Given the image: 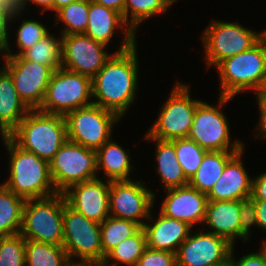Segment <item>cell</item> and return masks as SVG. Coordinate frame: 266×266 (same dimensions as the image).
Wrapping results in <instances>:
<instances>
[{"instance_id":"51","label":"cell","mask_w":266,"mask_h":266,"mask_svg":"<svg viewBox=\"0 0 266 266\" xmlns=\"http://www.w3.org/2000/svg\"><path fill=\"white\" fill-rule=\"evenodd\" d=\"M261 38L264 40V42L266 43V30L261 32Z\"/></svg>"},{"instance_id":"35","label":"cell","mask_w":266,"mask_h":266,"mask_svg":"<svg viewBox=\"0 0 266 266\" xmlns=\"http://www.w3.org/2000/svg\"><path fill=\"white\" fill-rule=\"evenodd\" d=\"M18 30H17V47L19 51L17 53H13L11 51V47L8 46L4 56H18L24 50L32 47L37 43V41L41 40L44 36H46L49 32L45 25L38 20H23L21 21Z\"/></svg>"},{"instance_id":"31","label":"cell","mask_w":266,"mask_h":266,"mask_svg":"<svg viewBox=\"0 0 266 266\" xmlns=\"http://www.w3.org/2000/svg\"><path fill=\"white\" fill-rule=\"evenodd\" d=\"M48 33L35 45L24 50L20 56L29 61L52 67L54 70L62 67V39Z\"/></svg>"},{"instance_id":"5","label":"cell","mask_w":266,"mask_h":266,"mask_svg":"<svg viewBox=\"0 0 266 266\" xmlns=\"http://www.w3.org/2000/svg\"><path fill=\"white\" fill-rule=\"evenodd\" d=\"M65 203L63 193L27 199L23 207L20 234L27 240L62 246Z\"/></svg>"},{"instance_id":"7","label":"cell","mask_w":266,"mask_h":266,"mask_svg":"<svg viewBox=\"0 0 266 266\" xmlns=\"http://www.w3.org/2000/svg\"><path fill=\"white\" fill-rule=\"evenodd\" d=\"M218 96L217 107L204 101L198 103L188 138L207 151H240L244 145L240 140L230 141L227 116L220 110L232 97Z\"/></svg>"},{"instance_id":"24","label":"cell","mask_w":266,"mask_h":266,"mask_svg":"<svg viewBox=\"0 0 266 266\" xmlns=\"http://www.w3.org/2000/svg\"><path fill=\"white\" fill-rule=\"evenodd\" d=\"M145 139L156 141L155 160L158 164L156 172L160 175L164 190L189 185V180L177 160L174 143L170 140L149 138L147 134Z\"/></svg>"},{"instance_id":"41","label":"cell","mask_w":266,"mask_h":266,"mask_svg":"<svg viewBox=\"0 0 266 266\" xmlns=\"http://www.w3.org/2000/svg\"><path fill=\"white\" fill-rule=\"evenodd\" d=\"M250 199L252 201L266 202V172L261 173V175L259 174L257 177H253Z\"/></svg>"},{"instance_id":"40","label":"cell","mask_w":266,"mask_h":266,"mask_svg":"<svg viewBox=\"0 0 266 266\" xmlns=\"http://www.w3.org/2000/svg\"><path fill=\"white\" fill-rule=\"evenodd\" d=\"M18 15L19 14H14L12 16L10 13L0 10V54H2L1 52H3V56L6 52L7 47L9 46L8 26H11L9 25V22H12V20L14 21V19H16Z\"/></svg>"},{"instance_id":"23","label":"cell","mask_w":266,"mask_h":266,"mask_svg":"<svg viewBox=\"0 0 266 266\" xmlns=\"http://www.w3.org/2000/svg\"><path fill=\"white\" fill-rule=\"evenodd\" d=\"M30 109L20 99L11 75L0 69V135L8 136Z\"/></svg>"},{"instance_id":"28","label":"cell","mask_w":266,"mask_h":266,"mask_svg":"<svg viewBox=\"0 0 266 266\" xmlns=\"http://www.w3.org/2000/svg\"><path fill=\"white\" fill-rule=\"evenodd\" d=\"M146 248V234L141 227L134 235L121 241L112 249L105 256L101 266H116L119 263L125 264V266H136Z\"/></svg>"},{"instance_id":"6","label":"cell","mask_w":266,"mask_h":266,"mask_svg":"<svg viewBox=\"0 0 266 266\" xmlns=\"http://www.w3.org/2000/svg\"><path fill=\"white\" fill-rule=\"evenodd\" d=\"M91 97L92 79L61 67L53 72L38 110L65 116L75 109L93 104Z\"/></svg>"},{"instance_id":"26","label":"cell","mask_w":266,"mask_h":266,"mask_svg":"<svg viewBox=\"0 0 266 266\" xmlns=\"http://www.w3.org/2000/svg\"><path fill=\"white\" fill-rule=\"evenodd\" d=\"M239 151H207L189 185L208 194L223 173L226 163Z\"/></svg>"},{"instance_id":"10","label":"cell","mask_w":266,"mask_h":266,"mask_svg":"<svg viewBox=\"0 0 266 266\" xmlns=\"http://www.w3.org/2000/svg\"><path fill=\"white\" fill-rule=\"evenodd\" d=\"M62 246L70 261L79 258L81 262H103L100 224L89 220L67 203L63 212Z\"/></svg>"},{"instance_id":"22","label":"cell","mask_w":266,"mask_h":266,"mask_svg":"<svg viewBox=\"0 0 266 266\" xmlns=\"http://www.w3.org/2000/svg\"><path fill=\"white\" fill-rule=\"evenodd\" d=\"M242 200L209 201L206 206L204 223L214 233L226 239L234 246L235 239L240 238V205Z\"/></svg>"},{"instance_id":"36","label":"cell","mask_w":266,"mask_h":266,"mask_svg":"<svg viewBox=\"0 0 266 266\" xmlns=\"http://www.w3.org/2000/svg\"><path fill=\"white\" fill-rule=\"evenodd\" d=\"M25 243L20 233L0 237V266H25Z\"/></svg>"},{"instance_id":"46","label":"cell","mask_w":266,"mask_h":266,"mask_svg":"<svg viewBox=\"0 0 266 266\" xmlns=\"http://www.w3.org/2000/svg\"><path fill=\"white\" fill-rule=\"evenodd\" d=\"M32 2L37 6L42 7V11L50 10L54 12V0H22V8L25 9L27 7V3Z\"/></svg>"},{"instance_id":"42","label":"cell","mask_w":266,"mask_h":266,"mask_svg":"<svg viewBox=\"0 0 266 266\" xmlns=\"http://www.w3.org/2000/svg\"><path fill=\"white\" fill-rule=\"evenodd\" d=\"M257 95V102H258V107H259V112H260V118H259V123L257 125V129L259 131L256 132L255 138L257 137H263L266 139V94H256Z\"/></svg>"},{"instance_id":"52","label":"cell","mask_w":266,"mask_h":266,"mask_svg":"<svg viewBox=\"0 0 266 266\" xmlns=\"http://www.w3.org/2000/svg\"><path fill=\"white\" fill-rule=\"evenodd\" d=\"M223 266H231L230 263L228 262L227 264L223 265Z\"/></svg>"},{"instance_id":"19","label":"cell","mask_w":266,"mask_h":266,"mask_svg":"<svg viewBox=\"0 0 266 266\" xmlns=\"http://www.w3.org/2000/svg\"><path fill=\"white\" fill-rule=\"evenodd\" d=\"M125 27V28H124ZM116 28L124 31V40L116 52L128 50L136 43V35L124 22L122 15L104 5L89 1L88 25L84 34L93 40L108 45Z\"/></svg>"},{"instance_id":"45","label":"cell","mask_w":266,"mask_h":266,"mask_svg":"<svg viewBox=\"0 0 266 266\" xmlns=\"http://www.w3.org/2000/svg\"><path fill=\"white\" fill-rule=\"evenodd\" d=\"M94 3L104 5L105 7L111 8L122 15L123 18V9L125 0H89Z\"/></svg>"},{"instance_id":"9","label":"cell","mask_w":266,"mask_h":266,"mask_svg":"<svg viewBox=\"0 0 266 266\" xmlns=\"http://www.w3.org/2000/svg\"><path fill=\"white\" fill-rule=\"evenodd\" d=\"M260 39L261 33L244 28L238 22L212 20L201 37L207 67L216 68L223 60L250 49Z\"/></svg>"},{"instance_id":"32","label":"cell","mask_w":266,"mask_h":266,"mask_svg":"<svg viewBox=\"0 0 266 266\" xmlns=\"http://www.w3.org/2000/svg\"><path fill=\"white\" fill-rule=\"evenodd\" d=\"M142 226L129 219L108 216L100 224L103 260L121 241L134 235Z\"/></svg>"},{"instance_id":"18","label":"cell","mask_w":266,"mask_h":266,"mask_svg":"<svg viewBox=\"0 0 266 266\" xmlns=\"http://www.w3.org/2000/svg\"><path fill=\"white\" fill-rule=\"evenodd\" d=\"M166 197L161 204L160 213L188 223L191 227L203 222L208 202L207 194L190 185L166 190ZM195 224V225H194Z\"/></svg>"},{"instance_id":"16","label":"cell","mask_w":266,"mask_h":266,"mask_svg":"<svg viewBox=\"0 0 266 266\" xmlns=\"http://www.w3.org/2000/svg\"><path fill=\"white\" fill-rule=\"evenodd\" d=\"M190 233L176 253L177 266H223L233 247L226 239L210 232Z\"/></svg>"},{"instance_id":"12","label":"cell","mask_w":266,"mask_h":266,"mask_svg":"<svg viewBox=\"0 0 266 266\" xmlns=\"http://www.w3.org/2000/svg\"><path fill=\"white\" fill-rule=\"evenodd\" d=\"M49 166L56 191L63 193L76 183L97 178L96 150L67 140Z\"/></svg>"},{"instance_id":"21","label":"cell","mask_w":266,"mask_h":266,"mask_svg":"<svg viewBox=\"0 0 266 266\" xmlns=\"http://www.w3.org/2000/svg\"><path fill=\"white\" fill-rule=\"evenodd\" d=\"M152 223V225L145 223L142 226L146 234L147 247L175 254L193 228L186 222L169 218L160 212Z\"/></svg>"},{"instance_id":"49","label":"cell","mask_w":266,"mask_h":266,"mask_svg":"<svg viewBox=\"0 0 266 266\" xmlns=\"http://www.w3.org/2000/svg\"><path fill=\"white\" fill-rule=\"evenodd\" d=\"M257 94H266V76L262 88Z\"/></svg>"},{"instance_id":"48","label":"cell","mask_w":266,"mask_h":266,"mask_svg":"<svg viewBox=\"0 0 266 266\" xmlns=\"http://www.w3.org/2000/svg\"><path fill=\"white\" fill-rule=\"evenodd\" d=\"M66 266H101V264L95 262L70 261Z\"/></svg>"},{"instance_id":"15","label":"cell","mask_w":266,"mask_h":266,"mask_svg":"<svg viewBox=\"0 0 266 266\" xmlns=\"http://www.w3.org/2000/svg\"><path fill=\"white\" fill-rule=\"evenodd\" d=\"M62 68L93 78L112 56L103 43L84 33L62 35Z\"/></svg>"},{"instance_id":"13","label":"cell","mask_w":266,"mask_h":266,"mask_svg":"<svg viewBox=\"0 0 266 266\" xmlns=\"http://www.w3.org/2000/svg\"><path fill=\"white\" fill-rule=\"evenodd\" d=\"M2 60L3 68L11 75L20 99L30 110L39 109L55 70L20 55L4 56Z\"/></svg>"},{"instance_id":"20","label":"cell","mask_w":266,"mask_h":266,"mask_svg":"<svg viewBox=\"0 0 266 266\" xmlns=\"http://www.w3.org/2000/svg\"><path fill=\"white\" fill-rule=\"evenodd\" d=\"M244 150L237 152L225 165L216 184L207 194L209 201L246 200L251 196L253 179L241 161Z\"/></svg>"},{"instance_id":"27","label":"cell","mask_w":266,"mask_h":266,"mask_svg":"<svg viewBox=\"0 0 266 266\" xmlns=\"http://www.w3.org/2000/svg\"><path fill=\"white\" fill-rule=\"evenodd\" d=\"M25 201L0 184V237L20 233Z\"/></svg>"},{"instance_id":"17","label":"cell","mask_w":266,"mask_h":266,"mask_svg":"<svg viewBox=\"0 0 266 266\" xmlns=\"http://www.w3.org/2000/svg\"><path fill=\"white\" fill-rule=\"evenodd\" d=\"M105 181L97 177L70 186L63 192L66 203L89 220L101 224L110 216V181Z\"/></svg>"},{"instance_id":"11","label":"cell","mask_w":266,"mask_h":266,"mask_svg":"<svg viewBox=\"0 0 266 266\" xmlns=\"http://www.w3.org/2000/svg\"><path fill=\"white\" fill-rule=\"evenodd\" d=\"M64 117L68 140L93 150L111 139L113 126L121 120L116 113L96 104L75 109Z\"/></svg>"},{"instance_id":"29","label":"cell","mask_w":266,"mask_h":266,"mask_svg":"<svg viewBox=\"0 0 266 266\" xmlns=\"http://www.w3.org/2000/svg\"><path fill=\"white\" fill-rule=\"evenodd\" d=\"M69 262L63 246L26 239L25 266H66Z\"/></svg>"},{"instance_id":"30","label":"cell","mask_w":266,"mask_h":266,"mask_svg":"<svg viewBox=\"0 0 266 266\" xmlns=\"http://www.w3.org/2000/svg\"><path fill=\"white\" fill-rule=\"evenodd\" d=\"M173 2L176 0H125L123 20L136 34L142 21L166 13Z\"/></svg>"},{"instance_id":"25","label":"cell","mask_w":266,"mask_h":266,"mask_svg":"<svg viewBox=\"0 0 266 266\" xmlns=\"http://www.w3.org/2000/svg\"><path fill=\"white\" fill-rule=\"evenodd\" d=\"M126 151L112 139L96 150L97 171L103 170L104 175H106L105 180H131L129 175L133 165L130 163V150L127 149Z\"/></svg>"},{"instance_id":"47","label":"cell","mask_w":266,"mask_h":266,"mask_svg":"<svg viewBox=\"0 0 266 266\" xmlns=\"http://www.w3.org/2000/svg\"><path fill=\"white\" fill-rule=\"evenodd\" d=\"M78 0H54V11L57 12L59 9L68 6L70 3Z\"/></svg>"},{"instance_id":"8","label":"cell","mask_w":266,"mask_h":266,"mask_svg":"<svg viewBox=\"0 0 266 266\" xmlns=\"http://www.w3.org/2000/svg\"><path fill=\"white\" fill-rule=\"evenodd\" d=\"M189 85L176 82L169 98L161 106L153 126L146 133L149 138L173 140L187 138L201 100L192 99Z\"/></svg>"},{"instance_id":"1","label":"cell","mask_w":266,"mask_h":266,"mask_svg":"<svg viewBox=\"0 0 266 266\" xmlns=\"http://www.w3.org/2000/svg\"><path fill=\"white\" fill-rule=\"evenodd\" d=\"M137 43L115 52L92 78L93 104L116 113L120 118L135 101L138 87Z\"/></svg>"},{"instance_id":"39","label":"cell","mask_w":266,"mask_h":266,"mask_svg":"<svg viewBox=\"0 0 266 266\" xmlns=\"http://www.w3.org/2000/svg\"><path fill=\"white\" fill-rule=\"evenodd\" d=\"M232 247L230 256H229V263L231 266H266V256L264 252L260 249V252L248 253L237 260L234 258V248Z\"/></svg>"},{"instance_id":"33","label":"cell","mask_w":266,"mask_h":266,"mask_svg":"<svg viewBox=\"0 0 266 266\" xmlns=\"http://www.w3.org/2000/svg\"><path fill=\"white\" fill-rule=\"evenodd\" d=\"M89 0H78L59 9L55 21L64 24L62 35L85 33L88 25Z\"/></svg>"},{"instance_id":"2","label":"cell","mask_w":266,"mask_h":266,"mask_svg":"<svg viewBox=\"0 0 266 266\" xmlns=\"http://www.w3.org/2000/svg\"><path fill=\"white\" fill-rule=\"evenodd\" d=\"M9 152V179L3 184L25 200L58 193L50 175L49 162L19 147L9 136H2Z\"/></svg>"},{"instance_id":"3","label":"cell","mask_w":266,"mask_h":266,"mask_svg":"<svg viewBox=\"0 0 266 266\" xmlns=\"http://www.w3.org/2000/svg\"><path fill=\"white\" fill-rule=\"evenodd\" d=\"M19 147L50 162L68 140L65 117L30 110L8 135Z\"/></svg>"},{"instance_id":"43","label":"cell","mask_w":266,"mask_h":266,"mask_svg":"<svg viewBox=\"0 0 266 266\" xmlns=\"http://www.w3.org/2000/svg\"><path fill=\"white\" fill-rule=\"evenodd\" d=\"M0 10L14 14H20L24 10L22 8V0H0Z\"/></svg>"},{"instance_id":"4","label":"cell","mask_w":266,"mask_h":266,"mask_svg":"<svg viewBox=\"0 0 266 266\" xmlns=\"http://www.w3.org/2000/svg\"><path fill=\"white\" fill-rule=\"evenodd\" d=\"M220 76V96L235 97L242 91L256 94L266 76V43L261 38L250 49L223 60L216 67Z\"/></svg>"},{"instance_id":"44","label":"cell","mask_w":266,"mask_h":266,"mask_svg":"<svg viewBox=\"0 0 266 266\" xmlns=\"http://www.w3.org/2000/svg\"><path fill=\"white\" fill-rule=\"evenodd\" d=\"M257 214L258 229L266 230V202L253 201Z\"/></svg>"},{"instance_id":"14","label":"cell","mask_w":266,"mask_h":266,"mask_svg":"<svg viewBox=\"0 0 266 266\" xmlns=\"http://www.w3.org/2000/svg\"><path fill=\"white\" fill-rule=\"evenodd\" d=\"M143 181H110L109 211L110 216L129 219L143 226L151 220L155 195L144 186ZM142 219V220H141Z\"/></svg>"},{"instance_id":"37","label":"cell","mask_w":266,"mask_h":266,"mask_svg":"<svg viewBox=\"0 0 266 266\" xmlns=\"http://www.w3.org/2000/svg\"><path fill=\"white\" fill-rule=\"evenodd\" d=\"M136 266H177L176 254L147 247Z\"/></svg>"},{"instance_id":"50","label":"cell","mask_w":266,"mask_h":266,"mask_svg":"<svg viewBox=\"0 0 266 266\" xmlns=\"http://www.w3.org/2000/svg\"><path fill=\"white\" fill-rule=\"evenodd\" d=\"M261 250L264 252L266 256V241L265 240H263V246H261Z\"/></svg>"},{"instance_id":"34","label":"cell","mask_w":266,"mask_h":266,"mask_svg":"<svg viewBox=\"0 0 266 266\" xmlns=\"http://www.w3.org/2000/svg\"><path fill=\"white\" fill-rule=\"evenodd\" d=\"M171 141L174 143L177 160L186 178L190 180L201 165L207 150L188 137Z\"/></svg>"},{"instance_id":"38","label":"cell","mask_w":266,"mask_h":266,"mask_svg":"<svg viewBox=\"0 0 266 266\" xmlns=\"http://www.w3.org/2000/svg\"><path fill=\"white\" fill-rule=\"evenodd\" d=\"M240 238L241 240L248 241L251 232V226H257V214L254 202L249 198L242 200L240 205Z\"/></svg>"}]
</instances>
